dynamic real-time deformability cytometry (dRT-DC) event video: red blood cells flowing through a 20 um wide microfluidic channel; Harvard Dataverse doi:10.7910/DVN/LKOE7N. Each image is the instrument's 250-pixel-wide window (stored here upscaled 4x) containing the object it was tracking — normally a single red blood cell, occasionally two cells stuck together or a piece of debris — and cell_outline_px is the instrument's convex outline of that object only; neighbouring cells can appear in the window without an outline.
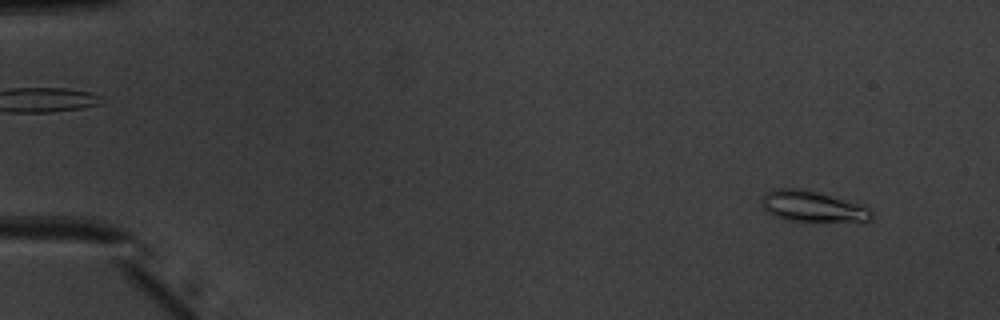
{"species": "common noctule bat (a hibernating species)", "species_latin": "Nyctalus noctula", "temperature_condition": "warm", "stored_images_in_passage": 51, "camera_frame_rate_fps": 3000, "um_per_image_px": 0.085, "animal": {"sex": "male", "body_mass_g": 20.1, "forearm_length_mm": 53.5}, "frame": {"image": 1, "passage_image": 4, "time_ms": 1.0, "image_size_px": [1000, 320], "cell_outline_px": [[872, 216], [868, 220], [784, 220], [768, 212], [764, 208], [760, 200], [772, 188], [800, 188], [820, 192], [872, 208]], "centroid_in_image_um": [69.02, 17.51], "position_along_channel_um": 16.0, "area_um2": 19.31}}
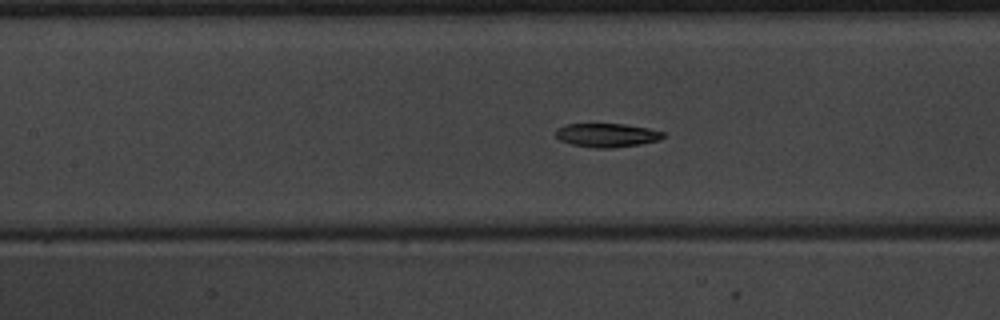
{"frame": {"image": 2, "passage_image": 24, "time_ms": 7.667, "image_size_px": [1000, 320], "cell_outline_px": [[664, 136], [660, 140], [640, 144], [612, 148], [596, 148], [572, 144], [560, 140], [556, 136], [556, 128], [568, 124], [624, 124], [648, 128], [664, 132]], "centroid_in_image_um": [51.59, 11.49], "position_along_channel_um": 155.8, "area_um2": 14.8}}
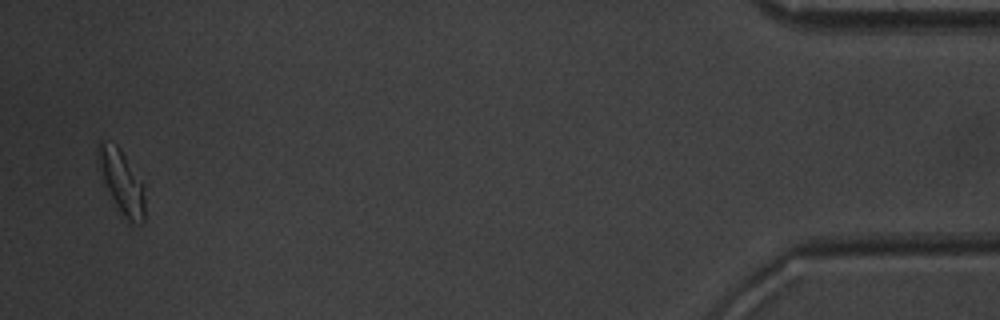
{"frame": {"image": 3, "passage_image": 50, "time_ms": 16.333, "image_size_px": [1000, 320], "cell_outline_px": [[144, 220], [140, 224], [132, 224], [120, 212], [104, 180], [96, 152], [96, 148], [100, 140], [104, 140], [116, 144], [120, 148], [144, 184]], "centroid_in_image_um": [10.37, 15.42], "position_along_channel_um": 424.8, "area_um2": 16.99}, "authors_computed_cell_mechanics": {"area_um2": 15.8372, "velocity_mm_per_s": 3.9825, "shape_relaxation_time_tau1_ms": 2.5128, "shape_relaxation_time_tau2_ms": 5.2824, "deformation_change_tau1": 0.1431, "deformation_change_tau2": 0.107}}